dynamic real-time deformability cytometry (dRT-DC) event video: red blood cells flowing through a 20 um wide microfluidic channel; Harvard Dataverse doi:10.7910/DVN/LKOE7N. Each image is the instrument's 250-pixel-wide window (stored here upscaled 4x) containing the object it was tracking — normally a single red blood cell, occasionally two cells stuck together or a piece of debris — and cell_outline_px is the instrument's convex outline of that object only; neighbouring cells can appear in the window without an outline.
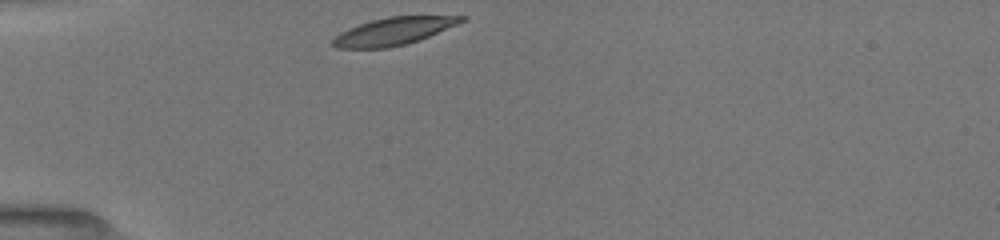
{"species": "common noctule bat (a hibernating species)", "species_latin": "Nyctalus noctula", "temperature_condition": "room temperature", "stored_images_in_passage": 13, "camera_frame_rate_fps": 3000, "um_per_image_px": 0.085, "animal": {"sex": "female", "body_mass_g": 19.5, "forearm_length_mm": 54.1}, "frame": {"image": 1, "passage_image": 1, "time_ms": 0.0, "image_size_px": [1000, 240], "cell_outline_px": [[468, 16], [464, 20], [456, 24], [420, 40], [408, 44], [388, 48], [336, 48], [332, 44], [332, 40], [340, 32], [348, 28], [372, 20], [388, 16]], "centroid_in_image_um": [33.42, 2.66], "position_along_channel_um": 51.6, "area_um2": 20.46}}
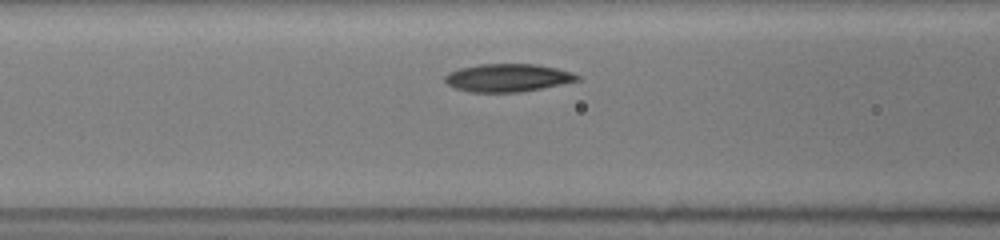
{"frame": {"image": 2, "passage_image": 9, "time_ms": 2.333, "image_size_px": [1000, 240], "cell_outline_px": [[580, 80], [520, 92], [468, 92], [456, 88], [448, 84], [444, 80], [444, 76], [448, 72], [460, 68], [480, 64], [536, 64], [556, 68], [572, 72], [580, 76]], "centroid_in_image_um": [43.13, 6.61], "position_along_channel_um": 123.5, "area_um2": 21.44}}
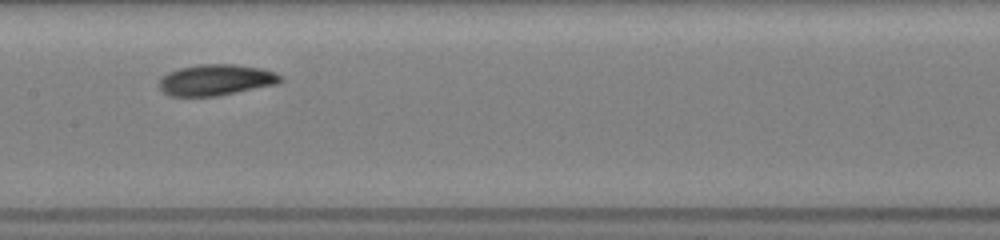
{"frame": {"image": 3, "passage_image": 12, "time_ms": 4.0, "image_size_px": [1000, 240], "cell_outline_px": [[284, 80], [276, 84], [220, 96], [168, 96], [160, 88], [160, 80], [168, 72], [180, 68], [200, 64], [232, 64], [260, 68], [284, 76]], "centroid_in_image_um": [18.38, 6.8], "position_along_channel_um": 189.0, "area_um2": 21.91}}